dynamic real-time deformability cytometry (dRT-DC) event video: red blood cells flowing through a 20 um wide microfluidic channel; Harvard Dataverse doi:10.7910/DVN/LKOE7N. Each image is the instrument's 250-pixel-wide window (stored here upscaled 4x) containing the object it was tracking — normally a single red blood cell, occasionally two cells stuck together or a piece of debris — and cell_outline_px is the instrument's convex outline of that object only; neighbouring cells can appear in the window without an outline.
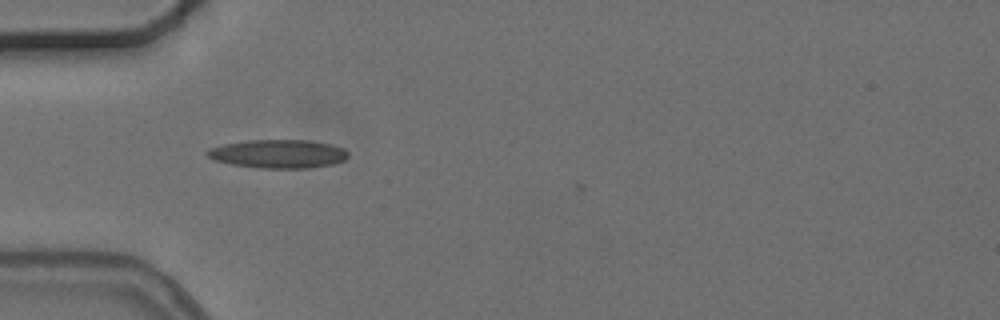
{"species": "common noctule bat (a hibernating species)", "species_latin": "Nyctalus noctula", "temperature_condition": "cold", "stored_images_in_passage": 1, "camera_frame_rate_fps": 3000, "um_per_image_px": 0.085, "animal": {"sex": "female", "body_mass_g": 24.6, "forearm_length_mm": 56.2}, "frame": {"image": 1, "passage_image": 1, "time_ms": 0.0, "image_size_px": [1000, 320], "cell_outline_px": [[348, 156], [344, 160], [332, 164], [308, 168], [260, 168], [232, 164], [216, 160], [208, 156], [204, 152], [208, 148], [224, 144], [248, 140], [308, 140], [332, 144], [344, 148], [348, 152]], "centroid_in_image_um": [23.66, 13.07], "position_along_channel_um": 61.3, "area_um2": 23.41}}